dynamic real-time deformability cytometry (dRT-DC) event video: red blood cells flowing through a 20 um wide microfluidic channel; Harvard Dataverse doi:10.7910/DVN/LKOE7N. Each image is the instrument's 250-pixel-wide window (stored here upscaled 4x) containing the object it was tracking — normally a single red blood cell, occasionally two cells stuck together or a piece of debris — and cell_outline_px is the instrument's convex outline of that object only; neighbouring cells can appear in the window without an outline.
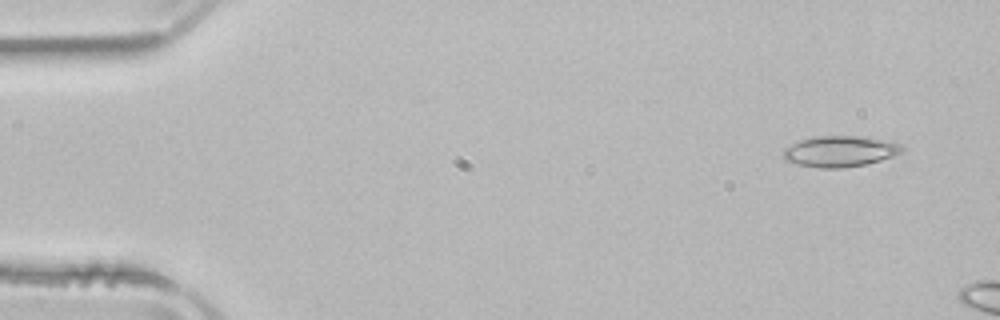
{"species": "common noctule bat (a hibernating species)", "species_latin": "Nyctalus noctula", "temperature_condition": "room temperature", "stored_images_in_passage": 3, "camera_frame_rate_fps": 3000, "um_per_image_px": 0.085, "animal": {"sex": "male", "body_mass_g": 21.5, "forearm_length_mm": 52.0}, "frame": {"image": 1, "passage_image": 1, "time_ms": 0.0, "image_size_px": [1000, 320], "cell_outline_px": [[904, 152], [880, 160], [864, 164], [840, 168], [816, 168], [796, 164], [784, 160], [784, 148], [800, 140], [816, 136], [860, 136], [900, 144], [904, 148]], "centroid_in_image_um": [71.36, 12.87], "position_along_channel_um": 13.6, "area_um2": 21.21}}